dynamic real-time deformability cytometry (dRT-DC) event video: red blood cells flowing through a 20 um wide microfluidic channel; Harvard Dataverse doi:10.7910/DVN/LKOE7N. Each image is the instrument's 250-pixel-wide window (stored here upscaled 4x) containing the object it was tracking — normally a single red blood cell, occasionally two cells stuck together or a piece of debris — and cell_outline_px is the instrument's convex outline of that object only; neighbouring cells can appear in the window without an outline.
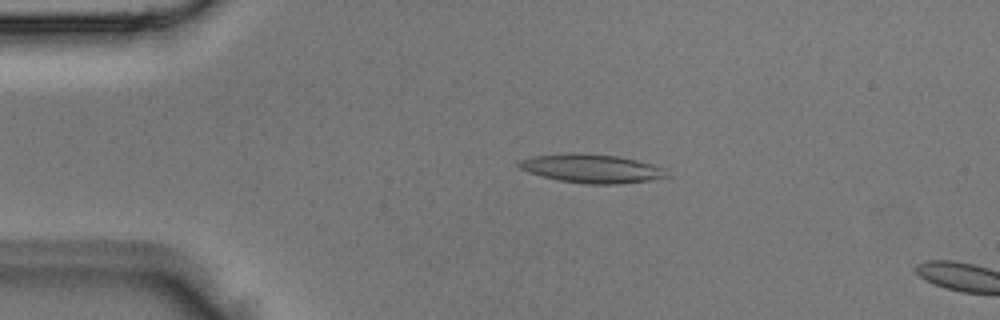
{"species": "Egyptian fruit bat (a non-hibernating species)", "species_latin": "Rousettus aegyptiacus", "temperature_condition": "room temperature", "stored_images_in_passage": 4, "camera_frame_rate_fps": 3000, "um_per_image_px": 0.085, "animal": {"sex": "male"}, "frame": {"image": 1, "passage_image": 3, "time_ms": 0.667, "image_size_px": [1000, 320], "cell_outline_px": [[672, 176], [652, 180], [620, 184], [588, 184], [560, 180], [528, 172], [520, 168], [516, 164], [520, 160], [532, 156], [572, 152], [620, 156], [652, 164], [664, 168]], "centroid_in_image_um": [50.33, 14.32], "position_along_channel_um": 34.7, "area_um2": 24.85}}